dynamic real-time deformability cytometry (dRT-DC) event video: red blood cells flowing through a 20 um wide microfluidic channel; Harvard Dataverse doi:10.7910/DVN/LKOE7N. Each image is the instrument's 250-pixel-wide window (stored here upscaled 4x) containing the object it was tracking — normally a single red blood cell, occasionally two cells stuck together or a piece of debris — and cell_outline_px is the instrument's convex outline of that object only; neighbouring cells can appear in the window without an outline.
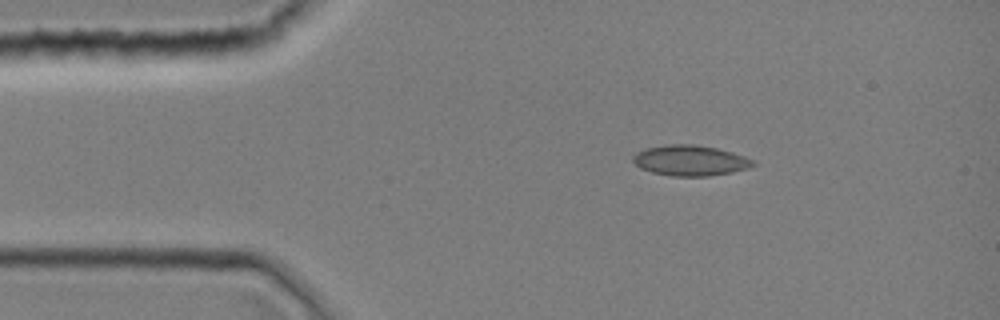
{"species": "common noctule bat (a hibernating species)", "species_latin": "Nyctalus noctula", "temperature_condition": "room temperature", "stored_images_in_passage": 1, "camera_frame_rate_fps": 3000, "um_per_image_px": 0.085, "animal": {"sex": "female", "body_mass_g": 19.0, "forearm_length_mm": 51.5}, "frame": {"image": 1, "passage_image": 1, "time_ms": 0.0, "image_size_px": [1000, 320], "cell_outline_px": [[756, 164], [748, 168], [732, 172], [708, 176], [672, 176], [652, 172], [640, 168], [632, 160], [632, 156], [636, 152], [644, 148], [668, 144], [692, 144], [716, 148], [732, 152], [756, 160]], "centroid_in_image_um": [58.66, 13.64], "position_along_channel_um": 26.3, "area_um2": 21.44}}